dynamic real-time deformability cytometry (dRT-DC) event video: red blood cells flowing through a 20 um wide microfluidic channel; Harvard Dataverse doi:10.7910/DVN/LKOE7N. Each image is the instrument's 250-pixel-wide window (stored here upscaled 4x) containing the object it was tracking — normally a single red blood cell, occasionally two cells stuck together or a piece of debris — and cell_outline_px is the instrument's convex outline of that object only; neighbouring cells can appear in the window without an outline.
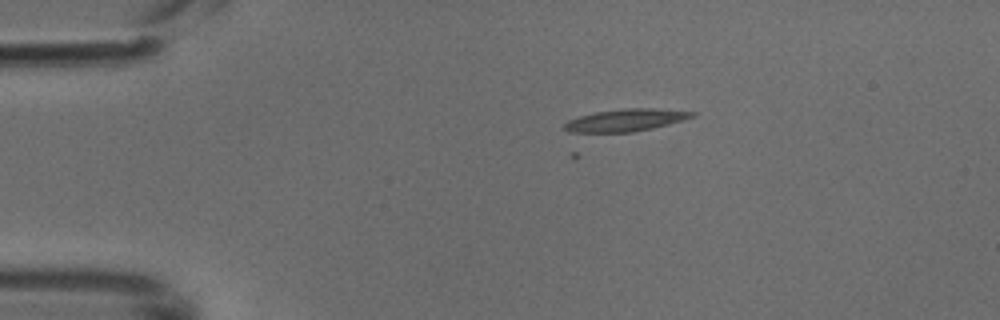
{"species": "common noctule bat (a hibernating species)", "species_latin": "Nyctalus noctula", "temperature_condition": "cold", "stored_images_in_passage": 3, "camera_frame_rate_fps": 3000, "um_per_image_px": 0.085, "animal": {"sex": "male", "body_mass_g": 18.8}, "frame": {"image": 1, "passage_image": 1, "time_ms": 0.0, "image_size_px": [1000, 320], "cell_outline_px": [[696, 116], [684, 120], [652, 128], [632, 132], [576, 136], [568, 132], [564, 128], [564, 124], [568, 120], [580, 116], [596, 112], [624, 108], [652, 108], [696, 112]], "centroid_in_image_um": [53.05, 10.27], "position_along_channel_um": 31.9, "area_um2": 17.4}}